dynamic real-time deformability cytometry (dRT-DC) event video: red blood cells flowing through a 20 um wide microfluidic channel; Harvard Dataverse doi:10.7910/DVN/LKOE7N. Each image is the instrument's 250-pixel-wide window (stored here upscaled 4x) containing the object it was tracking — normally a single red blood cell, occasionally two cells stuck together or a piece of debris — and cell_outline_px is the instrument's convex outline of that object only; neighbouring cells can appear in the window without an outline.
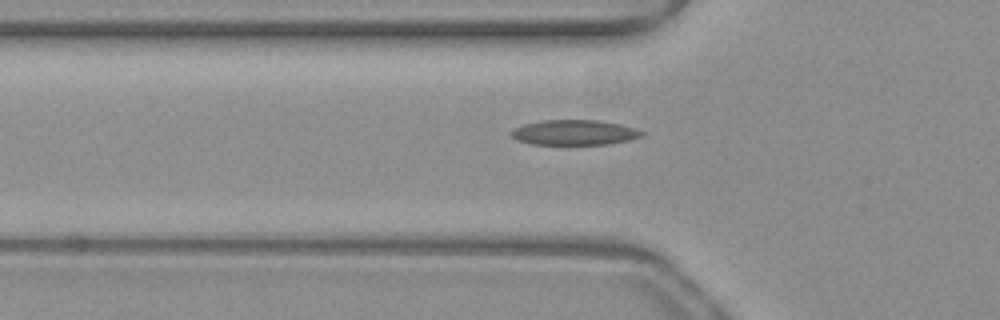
{"species": "common noctule bat (a hibernating species)", "species_latin": "Nyctalus noctula", "temperature_condition": "warm", "stored_images_in_passage": 6, "camera_frame_rate_fps": 3000, "um_per_image_px": 0.085, "animal": {"sex": "female", "body_mass_g": 19.3, "forearm_length_mm": 54.1}, "frame": {"image": 1, "passage_image": 4, "time_ms": 1.0, "image_size_px": [1000, 320], "cell_outline_px": [[644, 132], [640, 136], [628, 140], [608, 144], [532, 144], [516, 140], [508, 132], [512, 128], [524, 124], [540, 120], [600, 120], [620, 124], [636, 128]], "centroid_in_image_um": [48.76, 11.25], "position_along_channel_um": 77.0, "area_um2": 19.19}}